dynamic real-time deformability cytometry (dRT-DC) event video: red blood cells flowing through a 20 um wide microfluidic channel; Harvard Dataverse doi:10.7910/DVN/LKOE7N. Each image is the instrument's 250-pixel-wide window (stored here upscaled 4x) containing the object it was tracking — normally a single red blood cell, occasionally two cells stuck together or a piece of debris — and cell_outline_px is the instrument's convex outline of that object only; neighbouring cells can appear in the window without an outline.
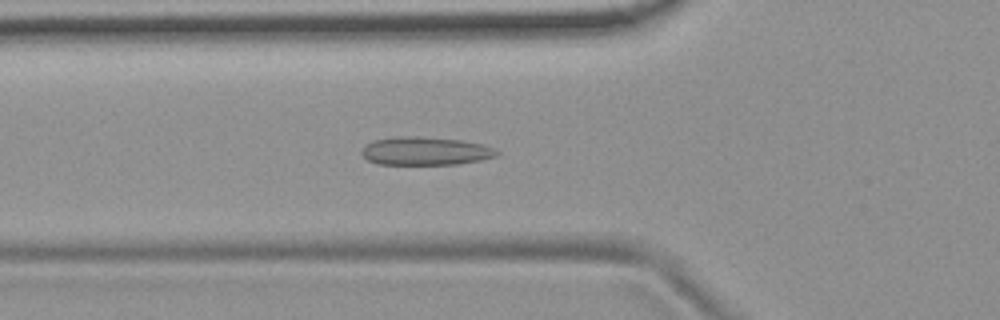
{"species": "common noctule bat (a hibernating species)", "species_latin": "Nyctalus noctula", "temperature_condition": "room temperature", "stored_images_in_passage": 54, "camera_frame_rate_fps": 3000, "um_per_image_px": 0.085, "animal": {"sex": "female", "body_mass_g": 19.9}, "frame": {"image": 1, "passage_image": 19, "time_ms": 6.0, "image_size_px": [1000, 320], "cell_outline_px": [[500, 152], [496, 156], [480, 160], [456, 164], [376, 164], [368, 160], [360, 152], [368, 144], [376, 140], [396, 136], [416, 136], [464, 140], [484, 144], [496, 148]], "centroid_in_image_um": [36.21, 12.83], "position_along_channel_um": 89.6, "area_um2": 22.25}}
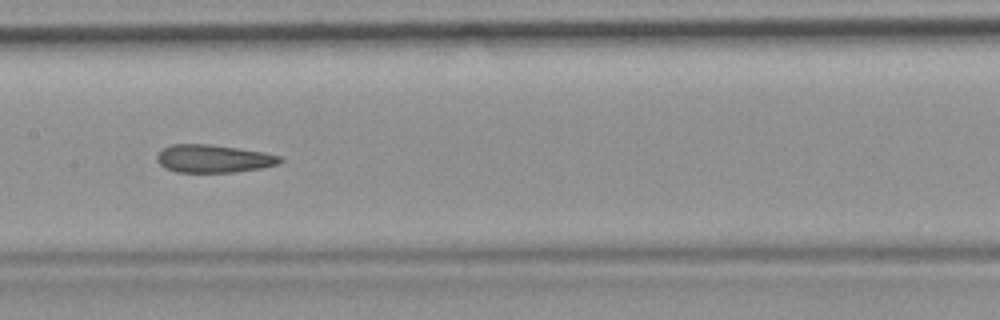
{"frame": {"image": 2, "passage_image": 27, "time_ms": 8.667, "image_size_px": [1000, 320], "cell_outline_px": [[284, 160], [280, 164], [260, 168], [232, 172], [176, 172], [164, 168], [156, 160], [156, 156], [164, 148], [172, 144], [208, 144], [264, 152], [284, 156]], "centroid_in_image_um": [18.18, 13.49], "position_along_channel_um": 189.2, "area_um2": 20.06}}
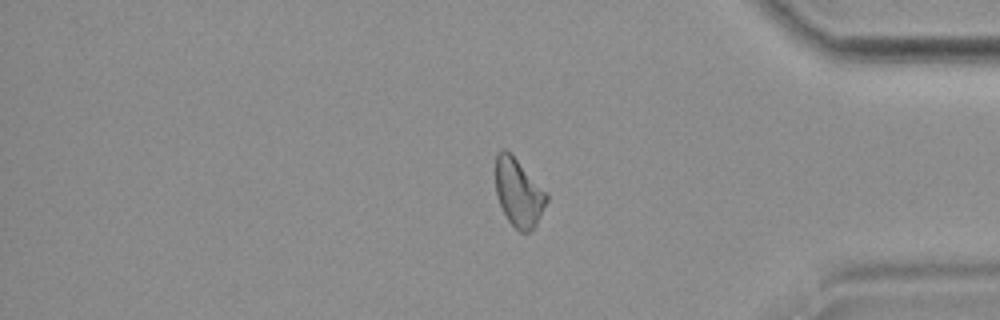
{"frame": {"image": 3, "passage_image": 45, "time_ms": 14.667, "image_size_px": [1000, 320], "cell_outline_px": [[548, 200], [536, 224], [528, 232], [520, 232], [508, 220], [496, 196], [496, 152], [500, 148], [504, 148], [548, 192]], "centroid_in_image_um": [44.08, 16.37], "position_along_channel_um": 391.1, "area_um2": 19.94}, "authors_computed_cell_mechanics": {"area_um2": 21.3571, "velocity_mm_per_s": 3.7258, "shape_relaxation_time_tau1_ms": null, "shape_relaxation_time_tau2_ms": 3.6105, "deformation_change_tau1": null, "deformation_change_tau2": 0.1099}}